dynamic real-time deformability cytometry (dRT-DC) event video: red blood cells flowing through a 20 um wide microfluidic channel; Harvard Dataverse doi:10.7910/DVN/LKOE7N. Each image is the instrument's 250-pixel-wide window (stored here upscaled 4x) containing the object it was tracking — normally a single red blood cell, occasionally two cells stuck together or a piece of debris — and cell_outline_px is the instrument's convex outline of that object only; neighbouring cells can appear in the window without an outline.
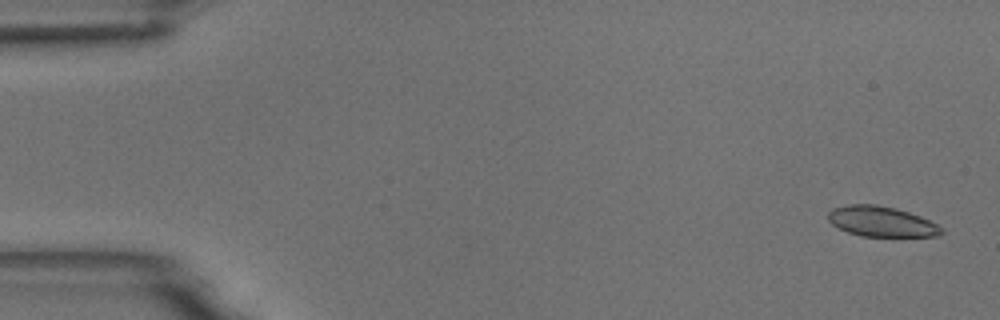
{"species": "common noctule bat (a hibernating species)", "species_latin": "Nyctalus noctula", "temperature_condition": "room temperature", "stored_images_in_passage": 54, "camera_frame_rate_fps": 3000, "um_per_image_px": 0.085, "animal": {"sex": "male", "body_mass_g": 18.8}, "frame": {"image": 1, "passage_image": 2, "time_ms": 0.333, "image_size_px": [1000, 320], "cell_outline_px": [[944, 232], [940, 236], [860, 236], [848, 232], [832, 224], [828, 220], [828, 212], [832, 208], [848, 204], [876, 204], [896, 208], [920, 216], [944, 228]], "centroid_in_image_um": [74.92, 18.82], "position_along_channel_um": 10.1, "area_um2": 20.06}}
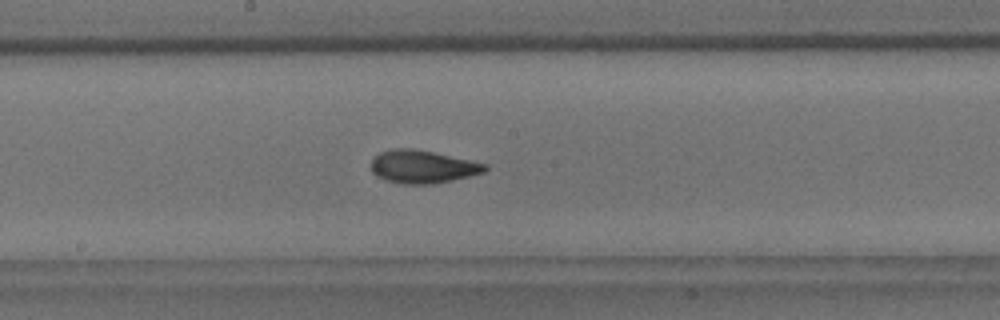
{"frame": {"image": 2, "passage_image": 29, "time_ms": 9.333, "image_size_px": [1000, 320], "cell_outline_px": [[488, 168], [484, 172], [452, 180], [428, 184], [404, 184], [384, 180], [376, 176], [372, 172], [372, 160], [380, 152], [392, 148], [412, 148], [432, 152], [488, 164]], "centroid_in_image_um": [35.89, 14.17], "position_along_channel_um": 212.3, "area_um2": 21.68}}
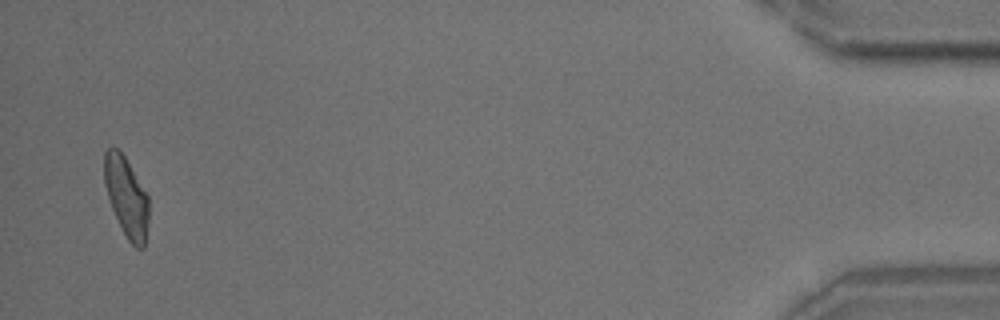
{"frame": {"image": 3, "passage_image": 53, "time_ms": 17.333, "image_size_px": [1000, 320], "cell_outline_px": [[148, 224], [144, 248], [136, 248], [128, 240], [112, 208], [104, 184], [104, 152], [112, 144], [124, 156], [148, 196]], "centroid_in_image_um": [10.74, 16.72], "position_along_channel_um": 424.5, "area_um2": 20.4}, "authors_computed_cell_mechanics": {"area_um2": 21.1548, "velocity_mm_per_s": 3.715, "shape_relaxation_time_tau1_ms": 4.453, "shape_relaxation_time_tau2_ms": 1.6094, "deformation_change_tau1": 0.1564, "deformation_change_tau2": 0.0678}}